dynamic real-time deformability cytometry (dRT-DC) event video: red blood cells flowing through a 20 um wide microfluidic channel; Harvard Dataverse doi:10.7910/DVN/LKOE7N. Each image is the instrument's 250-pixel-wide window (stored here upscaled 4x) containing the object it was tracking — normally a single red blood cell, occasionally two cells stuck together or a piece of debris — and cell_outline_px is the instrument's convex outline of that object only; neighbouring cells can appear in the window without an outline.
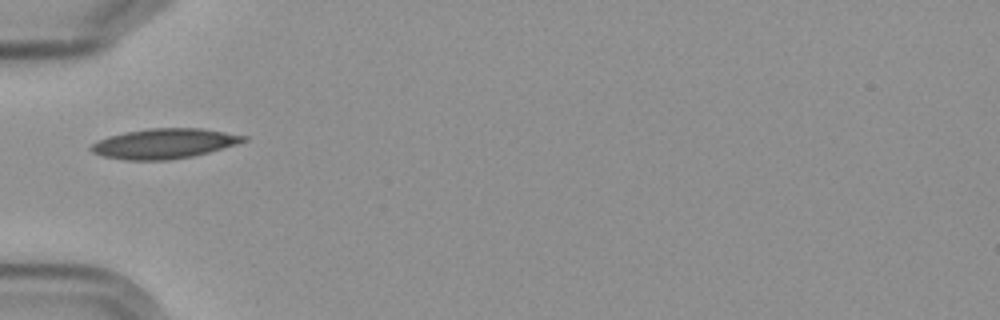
{"species": "Egyptian fruit bat (a non-hibernating species)", "species_latin": "Rousettus aegyptiacus", "temperature_condition": "cold", "stored_images_in_passage": 3, "camera_frame_rate_fps": 3000, "um_per_image_px": 0.085, "frame": {"image": 1, "passage_image": 1, "time_ms": 0.0, "image_size_px": [1000, 320], "cell_outline_px": [[248, 140], [236, 144], [208, 152], [192, 156], [172, 160], [124, 160], [104, 156], [92, 152], [88, 148], [96, 140], [108, 136], [124, 132], [148, 128], [204, 128], [248, 136]], "centroid_in_image_um": [13.94, 12.2], "position_along_channel_um": 71.1, "area_um2": 26.82}}
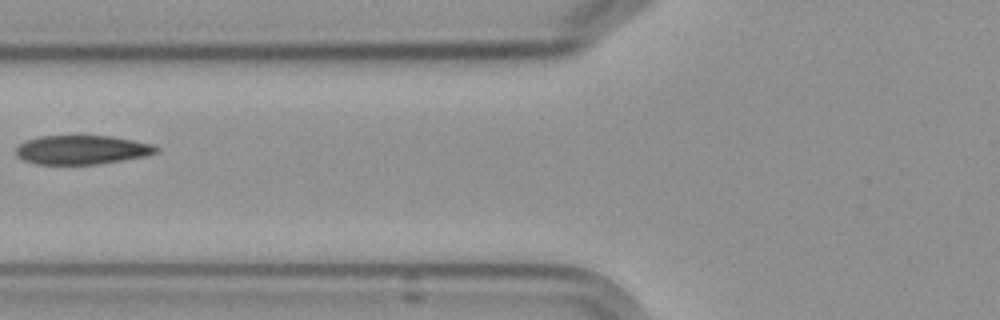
{"frame": {"image": 2, "passage_image": 2, "time_ms": 1.333, "image_size_px": [1000, 320], "cell_outline_px": [[160, 152], [144, 156], [96, 164], [36, 164], [24, 160], [16, 156], [16, 148], [20, 144], [28, 140], [40, 136], [112, 136], [152, 144], [160, 148]], "centroid_in_image_um": [6.97, 12.73], "position_along_channel_um": 118.8, "area_um2": 23.52}}
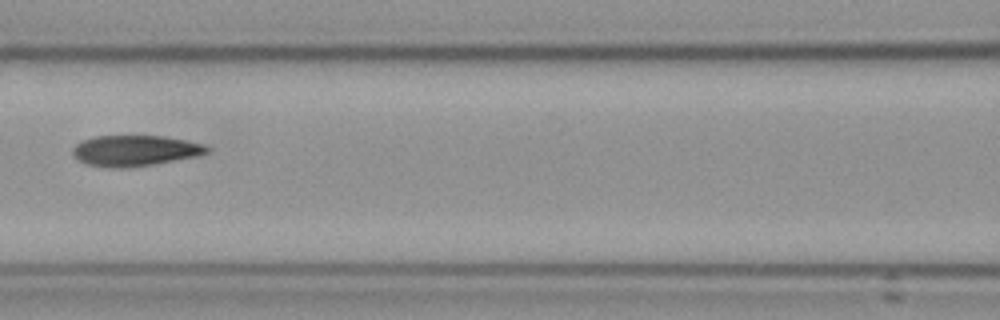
{"frame": {"image": 3, "passage_image": 3, "time_ms": 2.333, "image_size_px": [1000, 320], "cell_outline_px": [[212, 148], [208, 152], [196, 156], [152, 164], [128, 168], [104, 168], [84, 164], [72, 156], [72, 148], [80, 140], [92, 136], [164, 136], [188, 140], [204, 144]], "centroid_in_image_um": [11.42, 12.8], "position_along_channel_um": 155.2, "area_um2": 24.51}}